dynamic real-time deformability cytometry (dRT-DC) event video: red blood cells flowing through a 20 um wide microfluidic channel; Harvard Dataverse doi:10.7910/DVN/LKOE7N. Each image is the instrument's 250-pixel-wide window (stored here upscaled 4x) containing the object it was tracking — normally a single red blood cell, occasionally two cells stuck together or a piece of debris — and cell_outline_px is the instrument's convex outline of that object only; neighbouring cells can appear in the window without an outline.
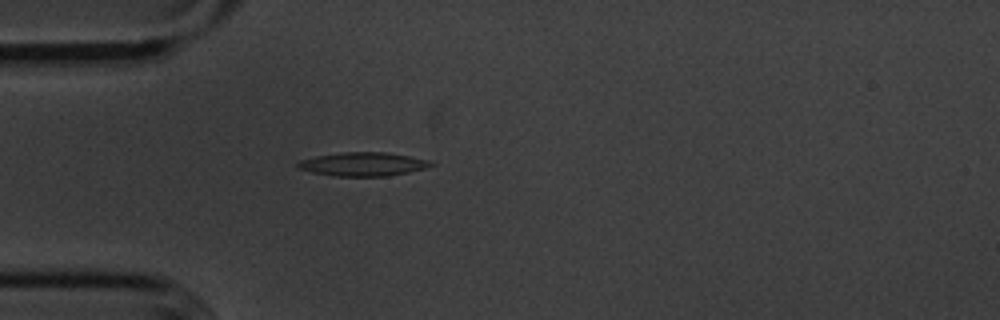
{"species": "common noctule bat (a hibernating species)", "species_latin": "Nyctalus noctula", "temperature_condition": "cold", "stored_images_in_passage": 56, "camera_frame_rate_fps": 3000, "um_per_image_px": 0.085, "animal": {"sex": "male", "body_mass_g": 20.1, "forearm_length_mm": 53.5}, "frame": {"image": 1, "passage_image": 16, "time_ms": 5.0, "image_size_px": [1000, 320], "cell_outline_px": [[436, 164], [424, 168], [408, 172], [388, 176], [332, 176], [312, 172], [296, 168], [296, 164], [300, 160], [316, 156], [340, 152], [384, 152], [408, 156], [428, 160]], "centroid_in_image_um": [30.81, 13.95], "position_along_channel_um": 54.2, "area_um2": 18.32}}
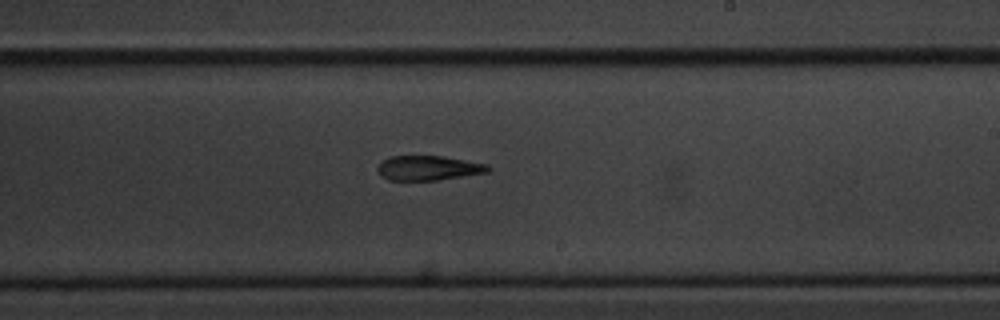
{"frame": {"image": 2, "passage_image": 33, "time_ms": 10.667, "image_size_px": [1000, 320], "cell_outline_px": [[492, 168], [488, 172], [436, 180], [388, 180], [380, 176], [376, 168], [384, 160], [392, 156], [440, 156], [488, 164]], "centroid_in_image_um": [36.4, 14.28], "position_along_channel_um": 252.6, "area_um2": 15.72}}
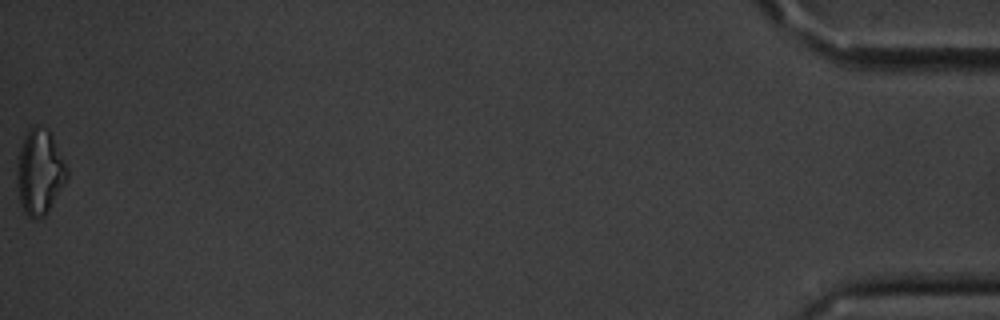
{"frame": {"image": 3, "passage_image": 56, "time_ms": 18.333, "image_size_px": [1000, 320], "cell_outline_px": [[68, 176], [48, 212], [44, 216], [32, 220], [24, 212], [20, 204], [16, 176], [16, 156], [24, 136], [36, 124], [48, 128], [68, 168]], "centroid_in_image_um": [3.34, 14.62], "position_along_channel_um": 431.9, "area_um2": 25.09}, "authors_computed_cell_mechanics": {"area_um2": 17.1955, "velocity_mm_per_s": 3.6045, "shape_relaxation_time_tau1_ms": 6.514, "shape_relaxation_time_tau2_ms": 6.7623, "deformation_change_tau1": 0.1526, "deformation_change_tau2": 0.1869}}